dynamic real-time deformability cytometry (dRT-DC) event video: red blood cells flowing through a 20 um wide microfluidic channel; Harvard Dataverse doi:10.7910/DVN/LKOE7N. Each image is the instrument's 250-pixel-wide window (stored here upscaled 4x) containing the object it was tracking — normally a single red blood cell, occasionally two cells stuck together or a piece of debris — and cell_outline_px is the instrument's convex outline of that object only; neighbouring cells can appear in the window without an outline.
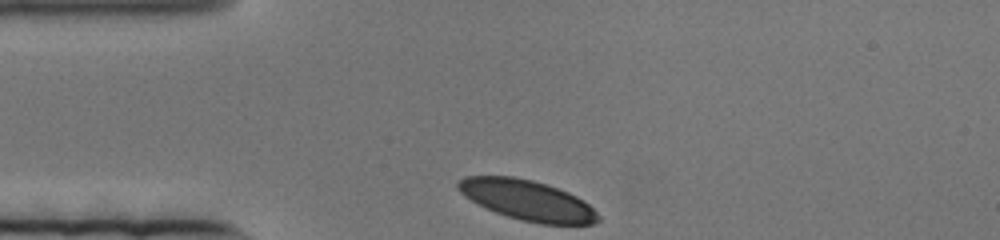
{"species": "human", "species_latin": "Homo sapiens", "temperature_condition": "cold", "stored_images_in_passage": 50, "camera_frame_rate_fps": 3000, "um_per_image_px": 0.085, "donor": {"sex": "female"}, "frame": {"image": 1, "passage_image": 1, "time_ms": 0.0, "image_size_px": [1000, 240], "cell_outline_px": [[600, 220], [592, 224], [540, 224], [520, 220], [496, 212], [464, 196], [456, 188], [456, 184], [464, 176], [512, 176], [532, 180], [568, 192], [584, 200], [600, 216]], "centroid_in_image_um": [44.83, 17.02], "position_along_channel_um": 40.2, "area_um2": 32.54}}
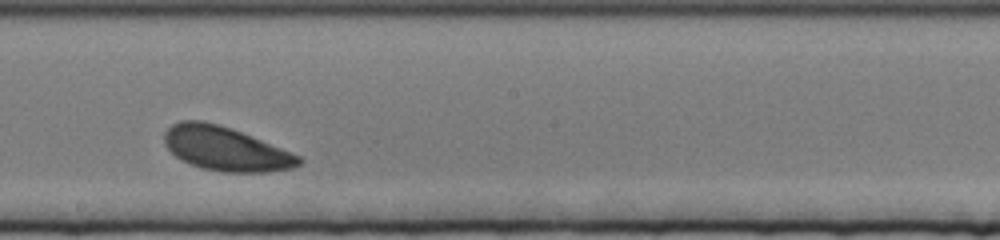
{"frame": {"image": 2, "passage_image": 29, "time_ms": 9.333, "image_size_px": [1000, 240], "cell_outline_px": [[304, 160], [300, 164], [292, 168], [268, 172], [220, 172], [200, 168], [180, 160], [164, 144], [164, 132], [172, 124], [180, 120], [204, 120], [220, 124], [232, 128], [292, 152], [300, 156]], "centroid_in_image_um": [19.16, 12.64], "position_along_channel_um": 229.0, "area_um2": 34.8}}
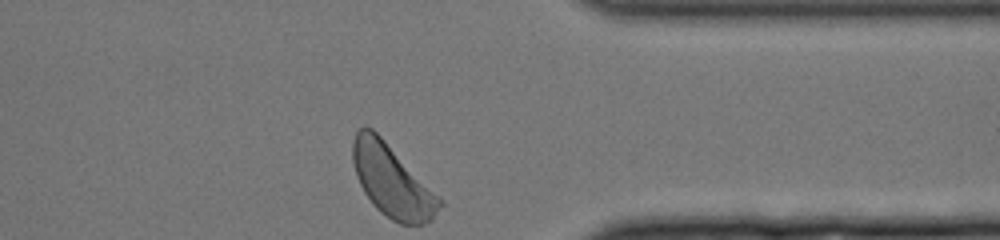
{"frame": {"image": 3, "passage_image": 50, "time_ms": 16.333, "image_size_px": [1000, 240], "cell_outline_px": [[444, 204], [424, 224], [400, 224], [392, 220], [380, 212], [372, 204], [364, 192], [356, 176], [352, 160], [352, 140], [356, 128], [364, 124], [372, 128], [444, 200]], "centroid_in_image_um": [33.29, 15.34], "position_along_channel_um": 378.1, "area_um2": 36.53}}